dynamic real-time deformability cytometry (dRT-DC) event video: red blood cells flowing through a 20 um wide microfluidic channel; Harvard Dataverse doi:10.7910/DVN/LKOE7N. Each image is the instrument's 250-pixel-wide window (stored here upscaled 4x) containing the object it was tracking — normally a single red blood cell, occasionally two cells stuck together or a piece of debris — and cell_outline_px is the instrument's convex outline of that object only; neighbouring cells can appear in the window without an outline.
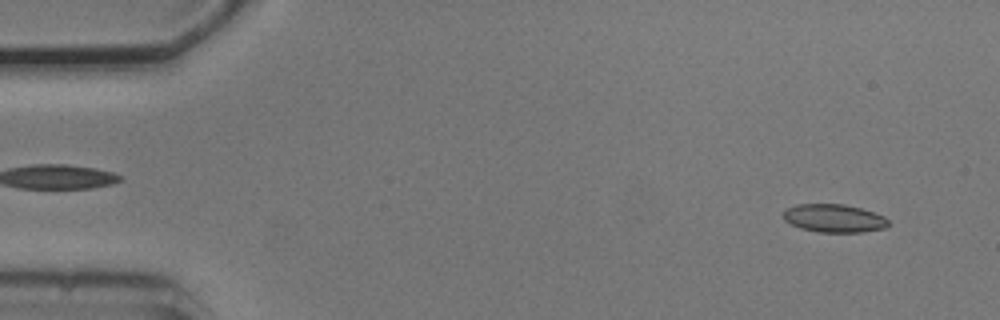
{"species": "common noctule bat (a hibernating species)", "species_latin": "Nyctalus noctula", "temperature_condition": "cold", "stored_images_in_passage": 54, "camera_frame_rate_fps": 3000, "um_per_image_px": 0.085, "animal": {"sex": "male", "body_mass_g": 20.5, "forearm_length_mm": 52.5}, "frame": {"image": 1, "passage_image": 4, "time_ms": 1.0, "image_size_px": [1000, 320], "cell_outline_px": [[888, 224], [884, 228], [860, 232], [816, 232], [800, 228], [784, 220], [784, 212], [788, 208], [796, 204], [844, 204], [860, 208], [884, 216], [888, 220]], "centroid_in_image_um": [70.88, 18.55], "position_along_channel_um": 14.1, "area_um2": 17.05}}
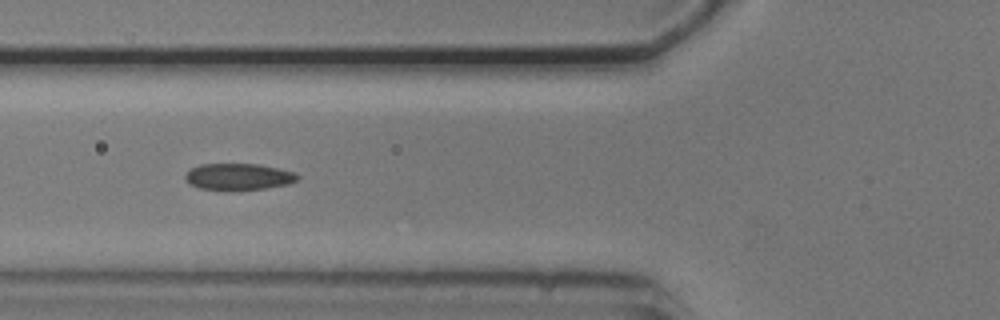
{"frame": {"image": 2, "passage_image": 20, "time_ms": 6.333, "image_size_px": [1000, 320], "cell_outline_px": [[300, 176], [296, 180], [288, 184], [264, 188], [228, 192], [200, 188], [188, 184], [184, 176], [192, 168], [200, 164], [260, 164], [296, 172]], "centroid_in_image_um": [20.26, 15.04], "position_along_channel_um": 105.5, "area_um2": 17.74}}
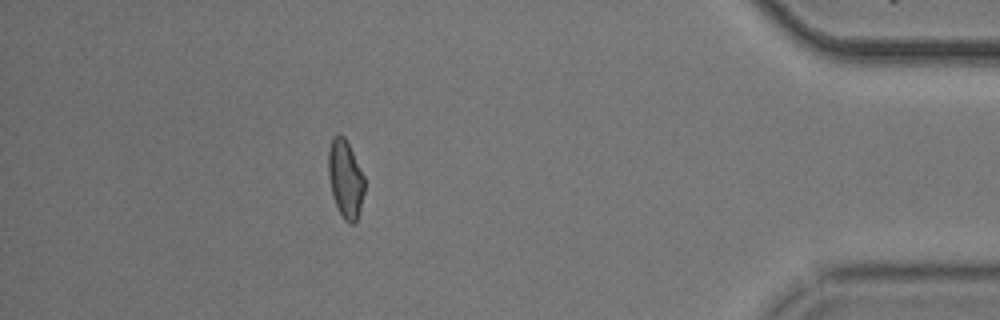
{"frame": {"image": 3, "passage_image": 48, "time_ms": 15.667, "image_size_px": [1000, 320], "cell_outline_px": [[364, 192], [360, 208], [356, 220], [352, 224], [348, 224], [344, 220], [336, 204], [332, 192], [328, 176], [328, 152], [332, 136], [340, 132], [344, 136], [364, 176]], "centroid_in_image_um": [29.34, 15.17], "position_along_channel_um": 405.9, "area_um2": 16.24}, "authors_computed_cell_mechanics": {"area_um2": 17.1666, "velocity_mm_per_s": 3.7283, "shape_relaxation_time_tau1_ms": 9.2597, "shape_relaxation_time_tau2_ms": 2.7371, "deformation_change_tau1": 0.158, "deformation_change_tau2": 0.0732}}